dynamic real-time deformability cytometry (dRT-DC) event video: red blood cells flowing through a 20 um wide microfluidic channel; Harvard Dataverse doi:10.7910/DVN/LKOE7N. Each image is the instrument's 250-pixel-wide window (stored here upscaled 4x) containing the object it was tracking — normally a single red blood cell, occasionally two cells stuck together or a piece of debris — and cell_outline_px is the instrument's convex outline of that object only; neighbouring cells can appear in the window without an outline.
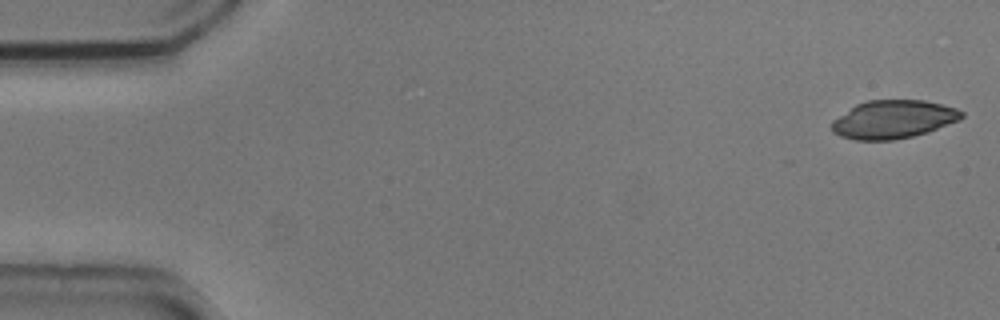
{"species": "common noctule bat (a hibernating species)", "species_latin": "Nyctalus noctula", "temperature_condition": "cold", "stored_images_in_passage": 32, "camera_frame_rate_fps": 3000, "um_per_image_px": 0.085, "animal": {"sex": "male", "body_mass_g": 20.5, "forearm_length_mm": 52.5}, "frame": {"image": 1, "passage_image": 1, "time_ms": 0.0, "image_size_px": [1000, 320], "cell_outline_px": [[964, 116], [960, 120], [928, 132], [912, 136], [892, 140], [856, 140], [840, 136], [832, 132], [832, 120], [856, 104], [868, 100], [924, 100], [956, 108], [964, 112]], "centroid_in_image_um": [75.93, 10.15], "position_along_channel_um": 9.1, "area_um2": 28.96}}